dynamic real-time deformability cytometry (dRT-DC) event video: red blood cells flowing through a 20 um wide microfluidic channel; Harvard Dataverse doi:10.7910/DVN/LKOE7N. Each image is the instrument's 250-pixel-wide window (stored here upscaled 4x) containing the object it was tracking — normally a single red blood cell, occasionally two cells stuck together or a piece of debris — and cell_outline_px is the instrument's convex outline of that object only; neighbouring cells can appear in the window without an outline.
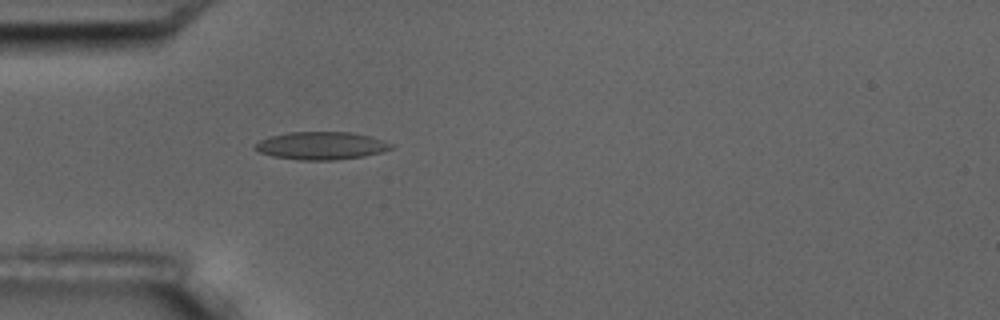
{"species": "common noctule bat (a hibernating species)", "species_latin": "Nyctalus noctula", "temperature_condition": "room temperature", "stored_images_in_passage": 4, "camera_frame_rate_fps": 3000, "um_per_image_px": 0.085, "animal": {"sex": "male", "body_mass_g": 17.5, "forearm_length_mm": 52.3}, "frame": {"image": 1, "passage_image": 4, "time_ms": 3.667, "image_size_px": [1000, 320], "cell_outline_px": [[392, 148], [380, 152], [364, 156], [336, 160], [300, 160], [272, 156], [260, 152], [252, 148], [260, 140], [268, 136], [288, 132], [352, 132], [372, 136], [392, 144]], "centroid_in_image_um": [27.28, 12.38], "position_along_channel_um": 57.7, "area_um2": 22.08}}